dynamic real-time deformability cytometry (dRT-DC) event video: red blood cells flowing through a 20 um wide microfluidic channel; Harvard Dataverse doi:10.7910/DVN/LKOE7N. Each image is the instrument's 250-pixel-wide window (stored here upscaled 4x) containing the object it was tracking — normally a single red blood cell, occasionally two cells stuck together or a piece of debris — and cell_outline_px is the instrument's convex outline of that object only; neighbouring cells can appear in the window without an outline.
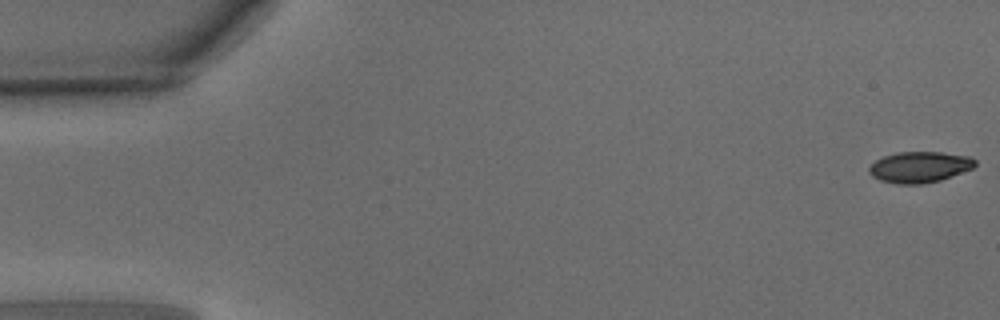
{"species": "common noctule bat (a hibernating species)", "species_latin": "Nyctalus noctula", "temperature_condition": "warm", "stored_images_in_passage": 49, "camera_frame_rate_fps": 3000, "um_per_image_px": 0.085, "animal": {"sex": "male", "body_mass_g": 15.6}, "frame": {"image": 1, "passage_image": 1, "time_ms": 0.0, "image_size_px": [1000, 320], "cell_outline_px": [[976, 164], [972, 168], [940, 180], [920, 184], [896, 184], [880, 180], [872, 176], [868, 172], [868, 168], [876, 160], [884, 156], [896, 152], [940, 152], [968, 156], [976, 160]], "centroid_in_image_um": [78.13, 14.2], "position_along_channel_um": 6.9, "area_um2": 19.02}}
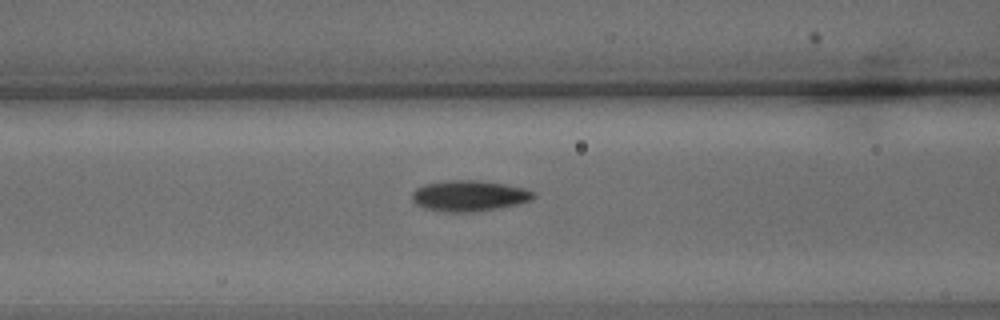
{"frame": {"image": 2, "passage_image": 20, "time_ms": 6.333, "image_size_px": [1000, 320], "cell_outline_px": [[536, 196], [532, 200], [516, 204], [496, 208], [472, 212], [448, 212], [424, 208], [416, 204], [412, 200], [412, 192], [416, 188], [424, 184], [448, 180], [480, 180], [528, 188], [536, 192]], "centroid_in_image_um": [39.9, 16.63], "position_along_channel_um": 126.7, "area_um2": 21.96}}
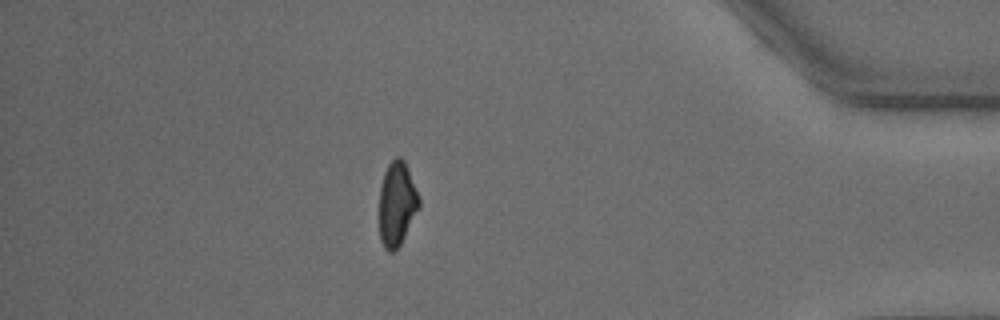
{"frame": {"image": 3, "passage_image": 43, "time_ms": 14.0, "image_size_px": [1000, 320], "cell_outline_px": [[420, 204], [400, 244], [392, 252], [388, 252], [384, 248], [380, 240], [380, 188], [384, 172], [388, 164], [396, 156], [400, 156], [404, 160], [408, 168], [420, 200]], "centroid_in_image_um": [33.72, 17.3], "position_along_channel_um": 401.5, "area_um2": 19.19}, "authors_computed_cell_mechanics": {"area_um2": 20.1144, "velocity_mm_per_s": 4.1243, "shape_relaxation_time_tau1_ms": 3.499, "shape_relaxation_time_tau2_ms": 2.5398, "deformation_change_tau1": 0.1428, "deformation_change_tau2": 0.0814}}